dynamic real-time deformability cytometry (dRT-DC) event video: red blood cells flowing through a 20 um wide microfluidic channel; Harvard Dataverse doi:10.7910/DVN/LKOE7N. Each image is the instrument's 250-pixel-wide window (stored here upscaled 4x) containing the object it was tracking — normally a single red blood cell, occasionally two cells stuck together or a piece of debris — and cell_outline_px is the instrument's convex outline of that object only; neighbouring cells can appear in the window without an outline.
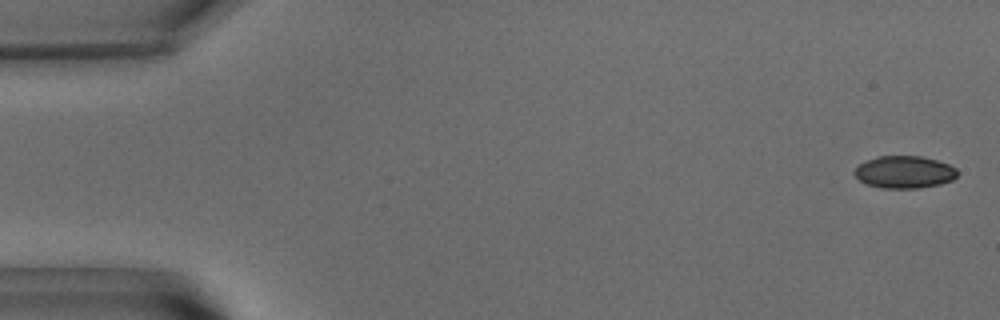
{"species": "common noctule bat (a hibernating species)", "species_latin": "Nyctalus noctula", "temperature_condition": "warm", "stored_images_in_passage": 54, "camera_frame_rate_fps": 3000, "um_per_image_px": 0.085, "animal": {"sex": "male", "body_mass_g": 15.6}, "frame": {"image": 1, "passage_image": 2, "time_ms": 0.333, "image_size_px": [1000, 320], "cell_outline_px": [[956, 176], [952, 180], [940, 184], [916, 188], [880, 188], [868, 184], [860, 180], [852, 172], [864, 160], [876, 156], [920, 156], [936, 160], [948, 164], [956, 168]], "centroid_in_image_um": [76.84, 14.62], "position_along_channel_um": 8.2, "area_um2": 19.31}}
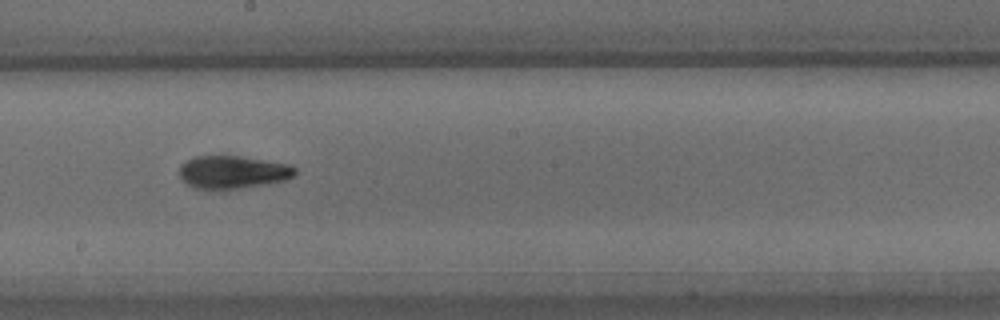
{"frame": {"image": 2, "passage_image": 30, "time_ms": 9.667, "image_size_px": [1000, 320], "cell_outline_px": [[296, 172], [292, 176], [284, 180], [264, 184], [240, 188], [196, 188], [188, 184], [180, 176], [180, 164], [196, 156], [240, 156], [288, 164], [296, 168]], "centroid_in_image_um": [19.78, 14.61], "position_along_channel_um": 228.4, "area_um2": 21.62}}
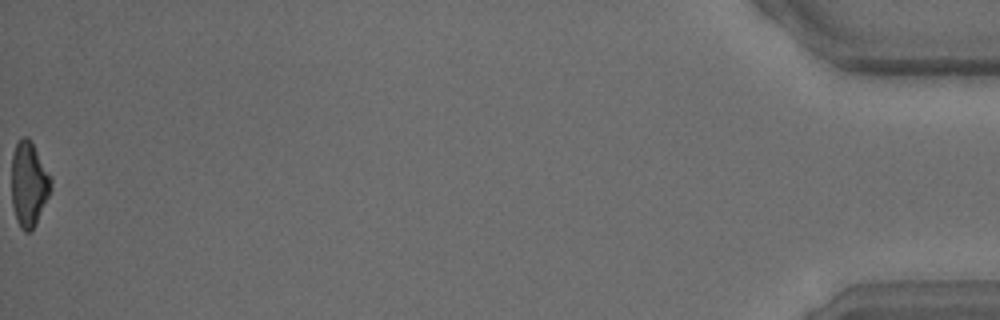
{"frame": {"image": 3, "passage_image": 54, "time_ms": 17.667, "image_size_px": [1000, 320], "cell_outline_px": [[52, 188], [36, 224], [28, 232], [24, 232], [20, 228], [16, 220], [12, 204], [12, 156], [16, 144], [24, 136], [28, 136], [52, 176]], "centroid_in_image_um": [2.47, 15.65], "position_along_channel_um": 432.7, "area_um2": 19.54}, "authors_computed_cell_mechanics": {"area_um2": 21.097, "velocity_mm_per_s": 3.8187, "shape_relaxation_time_tau1_ms": 2.3683, "shape_relaxation_time_tau2_ms": null, "deformation_change_tau1": 0.1556, "deformation_change_tau2": null}}